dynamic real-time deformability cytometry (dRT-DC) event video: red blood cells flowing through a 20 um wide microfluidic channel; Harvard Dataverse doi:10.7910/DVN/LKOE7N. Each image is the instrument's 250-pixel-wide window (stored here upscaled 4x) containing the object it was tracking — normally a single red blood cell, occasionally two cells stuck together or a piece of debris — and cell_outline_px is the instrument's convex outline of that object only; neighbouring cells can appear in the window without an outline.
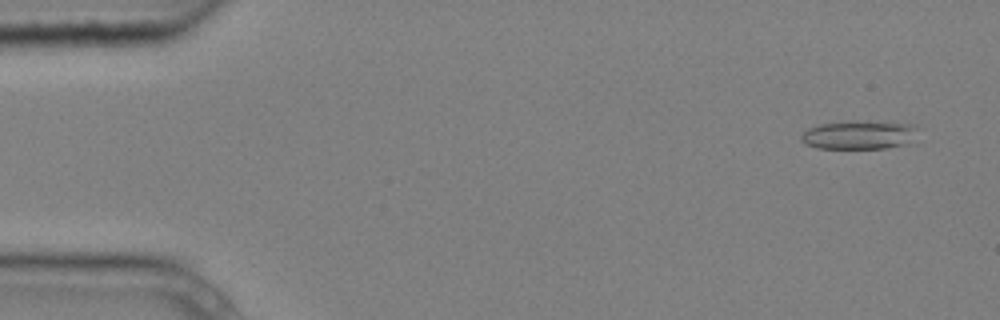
{"species": "common noctule bat (a hibernating species)", "species_latin": "Nyctalus noctula", "temperature_condition": "cold", "stored_images_in_passage": 7, "camera_frame_rate_fps": 3000, "um_per_image_px": 0.085, "animal": {"sex": "male", "body_mass_g": 20.4}, "frame": {"image": 1, "passage_image": 1, "time_ms": 0.0, "image_size_px": [1000, 320], "cell_outline_px": [[916, 144], [888, 148], [816, 148], [804, 144], [800, 140], [800, 136], [808, 128], [820, 124], [856, 120], [916, 124]], "centroid_in_image_um": [73.1, 11.47], "position_along_channel_um": 11.9, "area_um2": 20.11}}
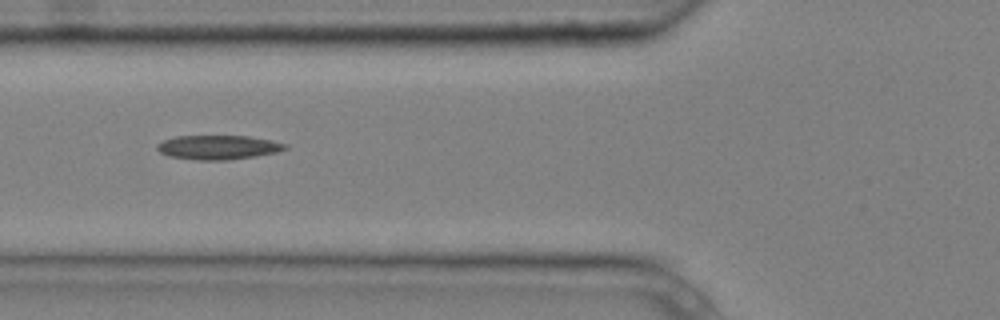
{"frame": {"image": 2, "passage_image": 5, "time_ms": 1.333, "image_size_px": [1000, 320], "cell_outline_px": [[288, 148], [276, 152], [228, 160], [196, 160], [168, 156], [160, 152], [156, 148], [156, 144], [164, 140], [176, 136], [248, 136], [272, 140], [288, 144]], "centroid_in_image_um": [18.53, 12.52], "position_along_channel_um": 107.3, "area_um2": 18.03}}
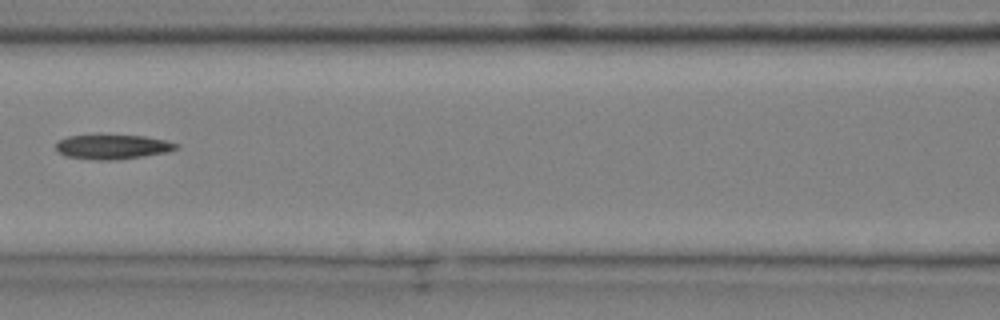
{"frame": {"image": 3, "passage_image": 6, "time_ms": 1.667, "image_size_px": [1000, 320], "cell_outline_px": [[180, 148], [168, 152], [144, 156], [116, 160], [96, 160], [64, 156], [56, 148], [56, 140], [68, 136], [100, 132], [144, 136], [164, 140], [180, 144]], "centroid_in_image_um": [9.54, 12.43], "position_along_channel_um": 157.1, "area_um2": 18.21}}